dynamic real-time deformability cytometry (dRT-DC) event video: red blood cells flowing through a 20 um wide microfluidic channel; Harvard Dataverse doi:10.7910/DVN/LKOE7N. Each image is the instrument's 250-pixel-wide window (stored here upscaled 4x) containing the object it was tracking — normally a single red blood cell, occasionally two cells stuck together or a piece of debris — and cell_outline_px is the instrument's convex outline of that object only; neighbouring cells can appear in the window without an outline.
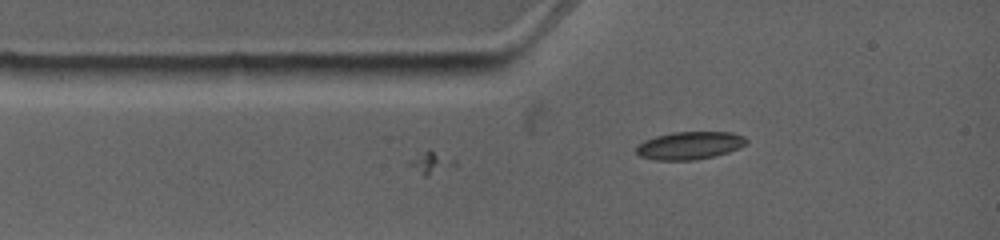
{"species": "common noctule bat (a hibernating species)", "species_latin": "Nyctalus noctula", "temperature_condition": "warm", "stored_images_in_passage": 3, "camera_frame_rate_fps": 4500, "um_per_image_px": 0.085, "animal": {"sex": "female", "body_mass_g": 19.0, "forearm_length_mm": 53.3}, "frame": {"image": 1, "passage_image": 3, "time_ms": 1.556, "image_size_px": [1000, 240], "cell_outline_px": [[748, 140], [744, 144], [728, 152], [712, 156], [692, 160], [656, 160], [640, 156], [636, 152], [636, 144], [644, 140], [656, 136], [672, 132], [732, 132], [744, 136]], "centroid_in_image_um": [58.57, 12.35], "position_along_channel_um": 26.4, "area_um2": 17.69}}